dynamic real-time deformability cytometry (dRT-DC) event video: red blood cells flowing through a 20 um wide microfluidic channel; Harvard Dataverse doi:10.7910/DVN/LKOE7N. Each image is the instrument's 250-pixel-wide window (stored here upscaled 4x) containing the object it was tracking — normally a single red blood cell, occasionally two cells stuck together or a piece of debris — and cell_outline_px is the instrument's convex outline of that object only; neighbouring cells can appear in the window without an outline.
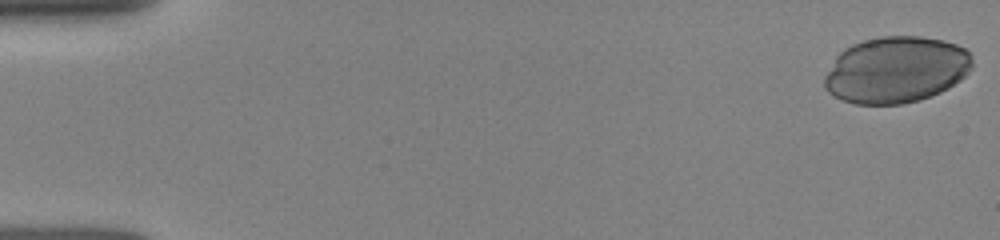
{"species": "human", "species_latin": "Homo sapiens", "temperature_condition": "room temperature", "stored_images_in_passage": 9, "camera_frame_rate_fps": 3000, "um_per_image_px": 0.085, "donor": {"sex": "female"}, "frame": {"image": 1, "passage_image": 1, "time_ms": 0.0, "image_size_px": [1000, 240], "cell_outline_px": [[972, 68], [960, 80], [948, 88], [932, 96], [920, 100], [904, 104], [856, 104], [844, 100], [828, 92], [824, 88], [824, 76], [836, 56], [844, 48], [852, 44], [864, 40], [880, 36], [920, 36], [944, 40], [956, 44], [964, 48], [968, 52], [972, 60]], "centroid_in_image_um": [76.16, 5.93], "position_along_channel_um": 8.8, "area_um2": 57.45}}